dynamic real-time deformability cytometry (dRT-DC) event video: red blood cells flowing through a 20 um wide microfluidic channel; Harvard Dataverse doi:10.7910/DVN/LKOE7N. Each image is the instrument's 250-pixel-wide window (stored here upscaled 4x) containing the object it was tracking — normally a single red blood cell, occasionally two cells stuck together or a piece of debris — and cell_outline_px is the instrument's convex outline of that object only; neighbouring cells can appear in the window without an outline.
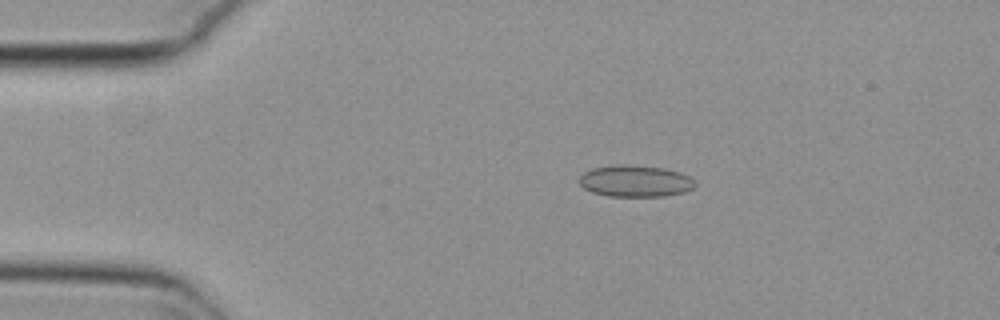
{"species": "common noctule bat (a hibernating species)", "species_latin": "Nyctalus noctula", "temperature_condition": "cold", "stored_images_in_passage": 54, "camera_frame_rate_fps": 3000, "um_per_image_px": 0.085, "animal": {"sex": "female", "body_mass_g": 29.2, "forearm_length_mm": 56.3}, "frame": {"image": 1, "passage_image": 10, "time_ms": 3.0, "image_size_px": [1000, 320], "cell_outline_px": [[696, 184], [692, 188], [684, 192], [664, 196], [608, 196], [592, 192], [584, 188], [580, 184], [580, 176], [584, 172], [592, 168], [620, 164], [628, 164], [664, 168], [680, 172], [696, 180]], "centroid_in_image_um": [54.01, 15.38], "position_along_channel_um": 31.0, "area_um2": 21.39}}
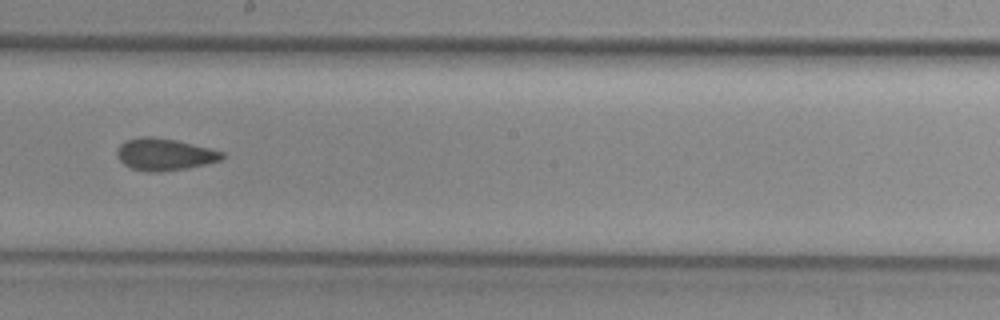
{"frame": {"image": 2, "passage_image": 30, "time_ms": 9.667, "image_size_px": [1000, 320], "cell_outline_px": [[224, 156], [220, 160], [208, 164], [188, 168], [160, 172], [148, 172], [132, 168], [124, 164], [116, 156], [116, 148], [124, 140], [140, 136], [152, 136], [176, 140], [224, 152]], "centroid_in_image_um": [13.94, 13.12], "position_along_channel_um": 234.3, "area_um2": 19.77}}
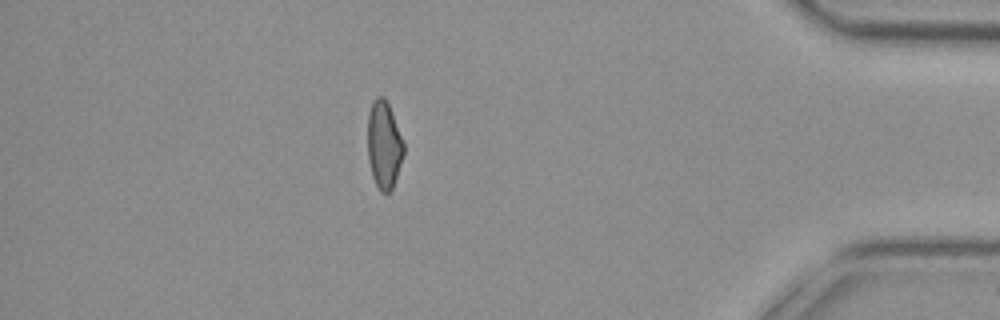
{"frame": {"image": 3, "passage_image": 47, "time_ms": 15.333, "image_size_px": [1000, 320], "cell_outline_px": [[404, 152], [392, 188], [388, 192], [380, 192], [372, 176], [368, 160], [368, 112], [372, 100], [376, 96], [384, 96], [392, 112], [404, 144]], "centroid_in_image_um": [32.61, 12.27], "position_along_channel_um": 402.6, "area_um2": 18.26}, "authors_computed_cell_mechanics": {"area_um2": 19.7098, "velocity_mm_per_s": 3.7838, "shape_relaxation_time_tau1_ms": null, "shape_relaxation_time_tau2_ms": 3.2311, "deformation_change_tau1": null, "deformation_change_tau2": 0.0789}}